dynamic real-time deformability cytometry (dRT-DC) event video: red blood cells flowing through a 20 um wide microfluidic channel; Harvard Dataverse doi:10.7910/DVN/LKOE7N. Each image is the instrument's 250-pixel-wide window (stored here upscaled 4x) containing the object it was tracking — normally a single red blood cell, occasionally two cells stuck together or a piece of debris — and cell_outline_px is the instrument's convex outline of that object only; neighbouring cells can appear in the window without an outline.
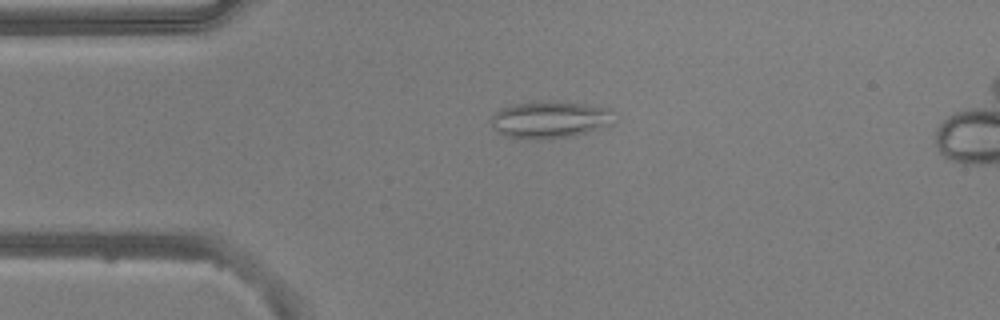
{"species": "common noctule bat (a hibernating species)", "species_latin": "Nyctalus noctula", "temperature_condition": "warm", "stored_images_in_passage": 46, "segment_of_instrument_passage": [1, 2], "camera_frame_rate_fps": 3000, "um_per_image_px": 0.085, "animal": {"sex": "male", "body_mass_g": 20.5, "forearm_length_mm": 52.5}, "frame": {"image": 1, "passage_image": 5, "time_ms": 1.333, "image_size_px": [1000, 320], "cell_outline_px": [[616, 112], [612, 124], [572, 136], [536, 140], [524, 140], [504, 136], [496, 132], [492, 128], [488, 120], [500, 108], [512, 104], [580, 104], [608, 108]], "centroid_in_image_um": [46.67, 10.23], "position_along_channel_um": 38.3, "area_um2": 26.07}}
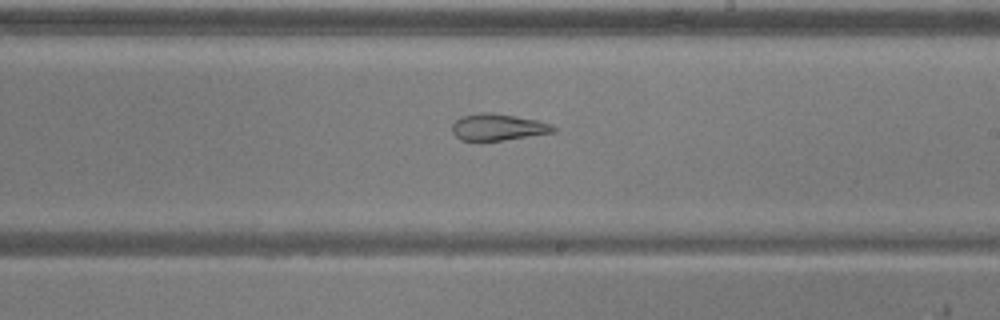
{"frame": {"image": 2, "passage_image": 23, "time_ms": 7.333, "image_size_px": [1000, 320], "cell_outline_px": [[556, 132], [504, 140], [460, 140], [452, 132], [452, 124], [460, 116], [480, 112], [492, 112], [536, 120], [552, 124], [556, 128]], "centroid_in_image_um": [42.32, 10.8], "position_along_channel_um": 246.7, "area_um2": 15.72}}
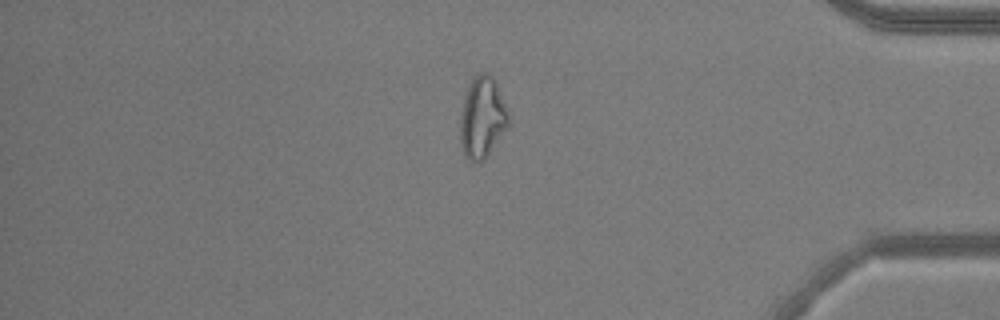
{"frame": {"image": 3, "passage_image": 37, "time_ms": 12.0, "image_size_px": [1000, 320], "cell_outline_px": [[508, 128], [484, 160], [480, 164], [468, 160], [464, 156], [460, 140], [460, 120], [464, 100], [472, 76], [480, 72], [488, 72], [492, 76], [496, 84], [508, 112]], "centroid_in_image_um": [40.99, 10.03], "position_along_channel_um": 394.2, "area_um2": 22.89}}